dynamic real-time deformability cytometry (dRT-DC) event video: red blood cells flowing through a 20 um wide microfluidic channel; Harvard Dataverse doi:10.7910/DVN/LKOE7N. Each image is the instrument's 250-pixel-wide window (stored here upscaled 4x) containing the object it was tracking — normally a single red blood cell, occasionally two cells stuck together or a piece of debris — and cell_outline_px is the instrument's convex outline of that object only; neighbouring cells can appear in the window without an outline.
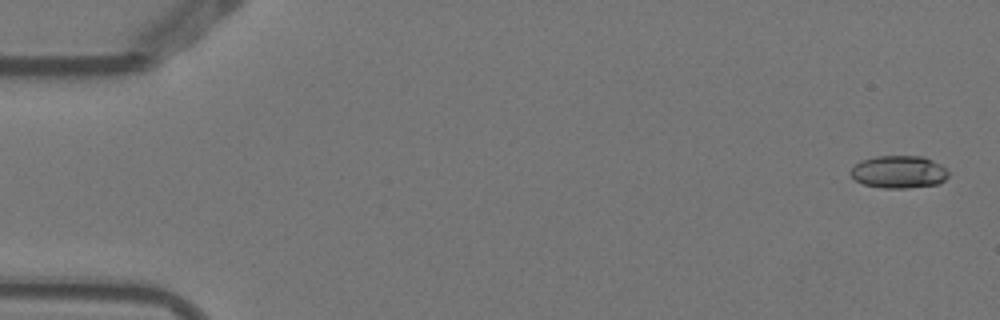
{"species": "Egyptian fruit bat (a non-hibernating species)", "species_latin": "Rousettus aegyptiacus", "temperature_condition": "warm", "stored_images_in_passage": 4, "camera_frame_rate_fps": 3000, "um_per_image_px": 0.085, "animal": {"sex": "female"}, "frame": {"image": 1, "passage_image": 1, "time_ms": 0.0, "image_size_px": [1000, 320], "cell_outline_px": [[948, 176], [940, 184], [908, 188], [884, 188], [864, 184], [856, 180], [852, 176], [852, 168], [856, 164], [864, 160], [876, 156], [924, 156], [940, 164], [948, 172]], "centroid_in_image_um": [76.44, 14.62], "position_along_channel_um": 8.6, "area_um2": 18.38}}
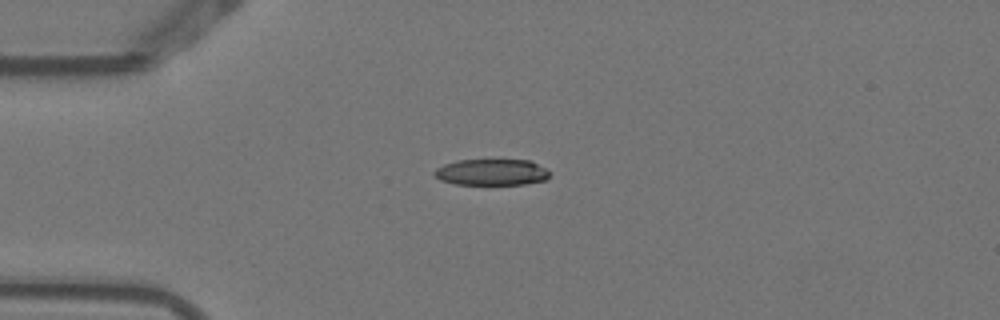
{"frame": {"image": 2, "passage_image": 4, "time_ms": 1.0, "image_size_px": [1000, 320], "cell_outline_px": [[552, 172], [544, 180], [524, 184], [456, 184], [440, 180], [432, 172], [436, 168], [444, 164], [456, 160], [528, 160]], "centroid_in_image_um": [41.75, 14.63], "position_along_channel_um": 43.2, "area_um2": 17.51}}